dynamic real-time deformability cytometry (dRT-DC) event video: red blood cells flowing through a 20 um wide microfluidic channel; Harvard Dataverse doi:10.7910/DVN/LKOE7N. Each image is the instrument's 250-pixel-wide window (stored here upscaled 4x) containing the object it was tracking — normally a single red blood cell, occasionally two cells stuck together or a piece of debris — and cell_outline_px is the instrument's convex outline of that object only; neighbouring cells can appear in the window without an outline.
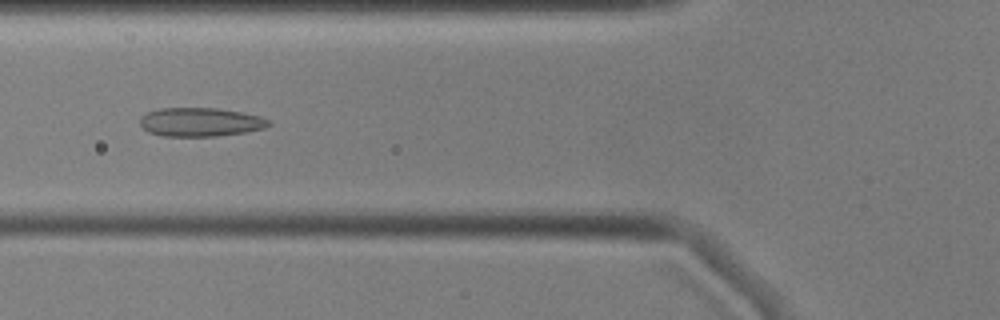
{"species": "common noctule bat (a hibernating species)", "species_latin": "Nyctalus noctula", "temperature_condition": "cold", "stored_images_in_passage": 43, "camera_frame_rate_fps": 3000, "um_per_image_px": 0.085, "animal": {"sex": "male", "body_mass_g": 17.9, "forearm_length_mm": 54.2}, "frame": {"image": 1, "passage_image": 8, "time_ms": 2.333, "image_size_px": [1000, 320], "cell_outline_px": [[272, 124], [264, 128], [244, 132], [216, 136], [160, 136], [148, 132], [140, 124], [140, 116], [148, 112], [160, 108], [216, 108], [240, 112], [260, 116], [272, 120]], "centroid_in_image_um": [17.03, 10.37], "position_along_channel_um": 108.8, "area_um2": 21.62}}
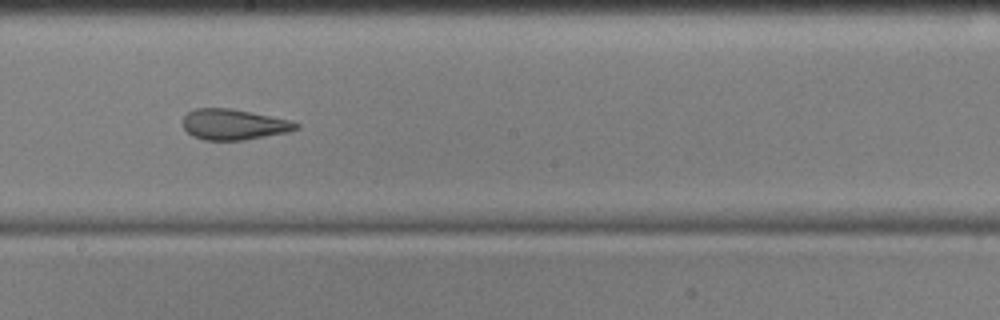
{"frame": {"image": 2, "passage_image": 18, "time_ms": 5.667, "image_size_px": [1000, 320], "cell_outline_px": [[300, 128], [288, 132], [244, 140], [204, 140], [192, 136], [184, 128], [184, 116], [188, 112], [196, 108], [232, 108], [288, 120], [300, 124]], "centroid_in_image_um": [19.87, 10.58], "position_along_channel_um": 228.3, "area_um2": 20.11}}
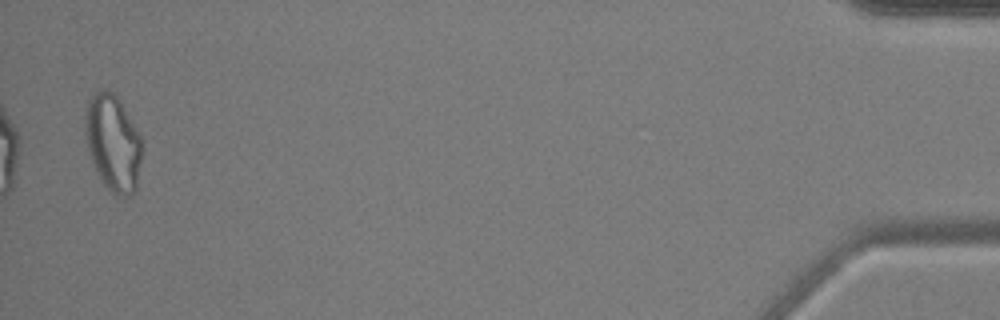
{"frame": {"image": 3, "passage_image": 42, "time_ms": 13.667, "image_size_px": [1000, 320], "cell_outline_px": [[140, 160], [136, 188], [132, 196], [116, 196], [104, 184], [96, 172], [92, 164], [88, 152], [84, 132], [84, 112], [88, 100], [100, 88], [104, 88], [112, 92], [116, 96], [140, 136]], "centroid_in_image_um": [9.54, 12.15], "position_along_channel_um": 425.7, "area_um2": 31.73}, "authors_computed_cell_mechanics": {"area_um2": 22.4264, "velocity_mm_per_s": 3.5787, "shape_relaxation_time_tau1_ms": null, "shape_relaxation_time_tau2_ms": 1.9671, "deformation_change_tau1": null, "deformation_change_tau2": 0.1104}}